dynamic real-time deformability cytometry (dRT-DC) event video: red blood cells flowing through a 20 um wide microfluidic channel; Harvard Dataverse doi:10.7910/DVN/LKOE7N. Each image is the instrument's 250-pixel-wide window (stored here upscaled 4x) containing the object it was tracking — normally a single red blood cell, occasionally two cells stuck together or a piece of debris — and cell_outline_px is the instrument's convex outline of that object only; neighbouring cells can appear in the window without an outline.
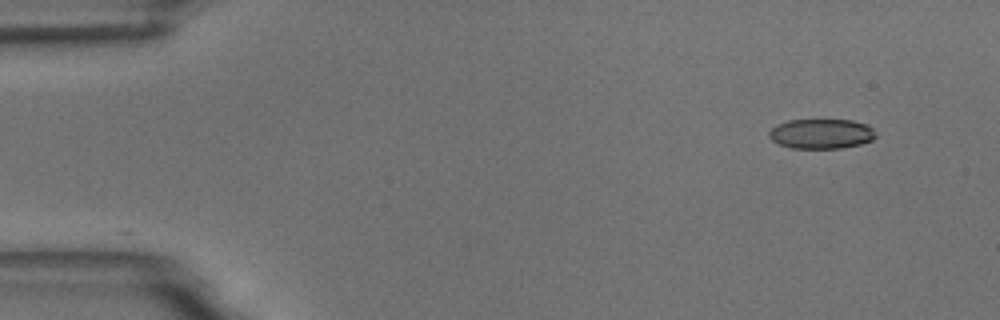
{"species": "common noctule bat (a hibernating species)", "species_latin": "Nyctalus noctula", "temperature_condition": "room temperature", "stored_images_in_passage": 10, "camera_frame_rate_fps": 3000, "um_per_image_px": 0.085, "animal": {"sex": "male", "body_mass_g": 18.8}, "frame": {"image": 1, "passage_image": 1, "time_ms": 0.0, "image_size_px": [1000, 320], "cell_outline_px": [[876, 136], [872, 140], [860, 144], [840, 148], [792, 148], [780, 144], [772, 140], [768, 136], [768, 132], [776, 124], [788, 120], [852, 120], [864, 124], [872, 128], [876, 132]], "centroid_in_image_um": [69.79, 11.37], "position_along_channel_um": 15.2, "area_um2": 18.5}}